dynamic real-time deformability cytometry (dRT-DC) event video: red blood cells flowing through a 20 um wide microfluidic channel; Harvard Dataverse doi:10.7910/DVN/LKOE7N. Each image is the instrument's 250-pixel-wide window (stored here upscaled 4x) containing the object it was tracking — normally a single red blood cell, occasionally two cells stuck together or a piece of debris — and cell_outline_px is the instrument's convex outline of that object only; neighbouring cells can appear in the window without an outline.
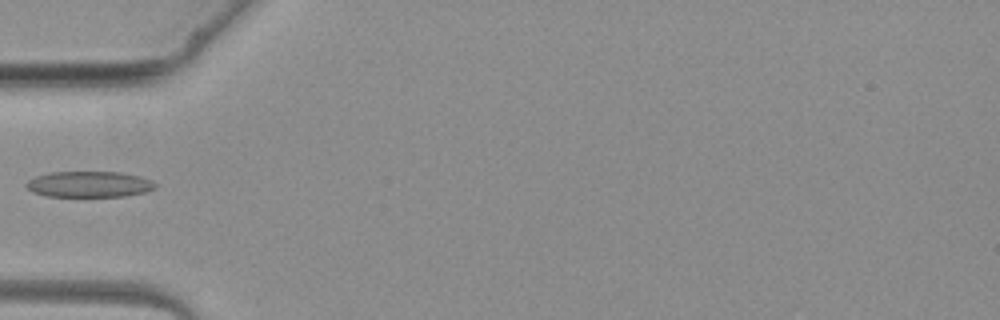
{"species": "common noctule bat (a hibernating species)", "species_latin": "Nyctalus noctula", "temperature_condition": "warm", "stored_images_in_passage": 4, "camera_frame_rate_fps": 3000, "um_per_image_px": 0.085, "animal": {"sex": "female", "body_mass_g": 19.3, "forearm_length_mm": 54.1}, "frame": {"image": 1, "passage_image": 4, "time_ms": 3.667, "image_size_px": [1000, 320], "cell_outline_px": [[156, 188], [144, 192], [124, 196], [48, 196], [32, 192], [24, 184], [28, 180], [36, 176], [52, 172], [120, 172], [140, 176], [152, 180], [156, 184]], "centroid_in_image_um": [7.59, 15.66], "position_along_channel_um": 77.4, "area_um2": 19.42}}